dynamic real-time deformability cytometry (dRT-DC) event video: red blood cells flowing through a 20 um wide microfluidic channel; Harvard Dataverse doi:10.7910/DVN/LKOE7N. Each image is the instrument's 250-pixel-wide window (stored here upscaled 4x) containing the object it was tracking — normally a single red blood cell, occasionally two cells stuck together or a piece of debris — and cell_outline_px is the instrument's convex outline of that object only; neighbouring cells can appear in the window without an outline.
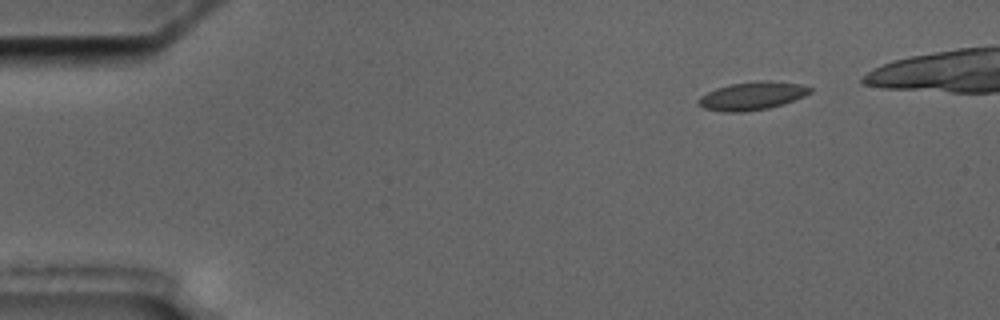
{"species": "common noctule bat (a hibernating species)", "species_latin": "Nyctalus noctula", "temperature_condition": "cold", "stored_images_in_passage": 4, "camera_frame_rate_fps": 3000, "um_per_image_px": 0.085, "animal": {"sex": "male", "body_mass_g": 17.5, "forearm_length_mm": 52.3}, "frame": {"image": 1, "passage_image": 1, "time_ms": 0.0, "image_size_px": [1000, 320], "cell_outline_px": [[812, 92], [804, 96], [784, 104], [768, 108], [744, 112], [724, 112], [704, 108], [696, 104], [696, 100], [700, 96], [716, 88], [728, 84], [760, 80], [772, 80], [800, 84], [812, 88]], "centroid_in_image_um": [63.92, 8.14], "position_along_channel_um": 21.1, "area_um2": 18.55}}